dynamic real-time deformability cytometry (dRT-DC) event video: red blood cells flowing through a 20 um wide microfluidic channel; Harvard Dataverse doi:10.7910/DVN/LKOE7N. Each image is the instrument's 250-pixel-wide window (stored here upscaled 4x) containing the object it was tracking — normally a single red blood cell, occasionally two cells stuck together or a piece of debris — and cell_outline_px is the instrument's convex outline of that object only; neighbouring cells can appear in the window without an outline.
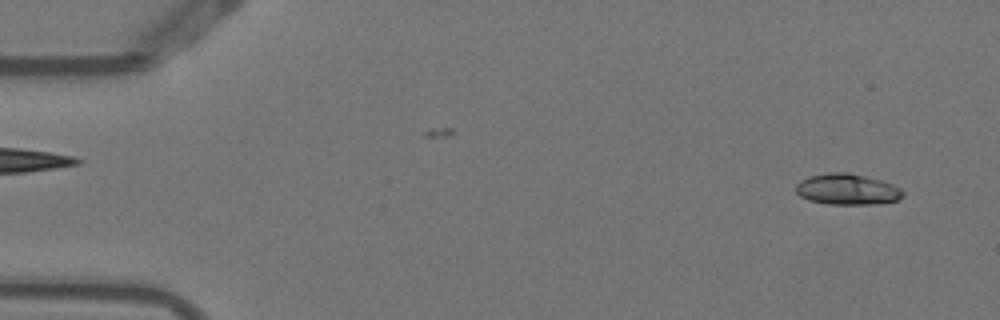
{"species": "Egyptian fruit bat (a non-hibernating species)", "species_latin": "Rousettus aegyptiacus", "temperature_condition": "warm", "stored_images_in_passage": 5, "camera_frame_rate_fps": 3000, "um_per_image_px": 0.085, "animal": {"sex": "female"}, "frame": {"image": 1, "passage_image": 1, "time_ms": 0.0, "image_size_px": [1000, 320], "cell_outline_px": [[904, 196], [896, 200], [876, 204], [828, 204], [808, 200], [800, 196], [796, 192], [796, 184], [800, 180], [808, 176], [828, 172], [848, 172], [880, 180], [892, 184], [900, 188], [904, 192]], "centroid_in_image_um": [71.99, 16.09], "position_along_channel_um": 13.0, "area_um2": 19.36}}
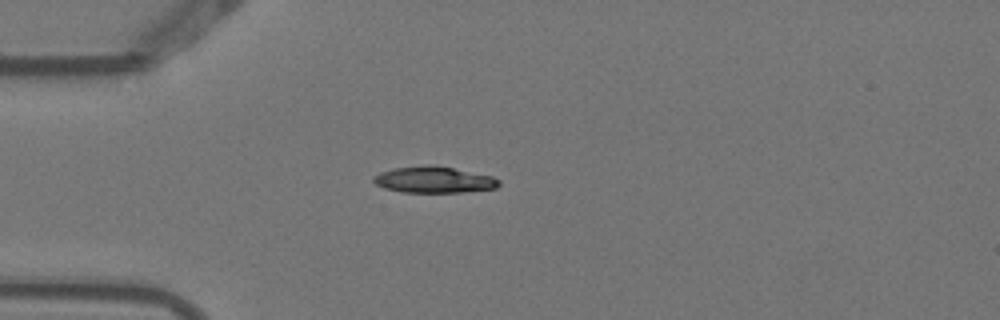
{"frame": {"image": 2, "passage_image": 4, "time_ms": 1.0, "image_size_px": [1000, 320], "cell_outline_px": [[500, 184], [496, 188], [460, 192], [404, 192], [384, 188], [376, 184], [372, 180], [372, 176], [380, 172], [392, 168], [424, 164], [436, 164], [492, 176], [500, 180]], "centroid_in_image_um": [36.85, 15.25], "position_along_channel_um": 48.1, "area_um2": 19.48}}